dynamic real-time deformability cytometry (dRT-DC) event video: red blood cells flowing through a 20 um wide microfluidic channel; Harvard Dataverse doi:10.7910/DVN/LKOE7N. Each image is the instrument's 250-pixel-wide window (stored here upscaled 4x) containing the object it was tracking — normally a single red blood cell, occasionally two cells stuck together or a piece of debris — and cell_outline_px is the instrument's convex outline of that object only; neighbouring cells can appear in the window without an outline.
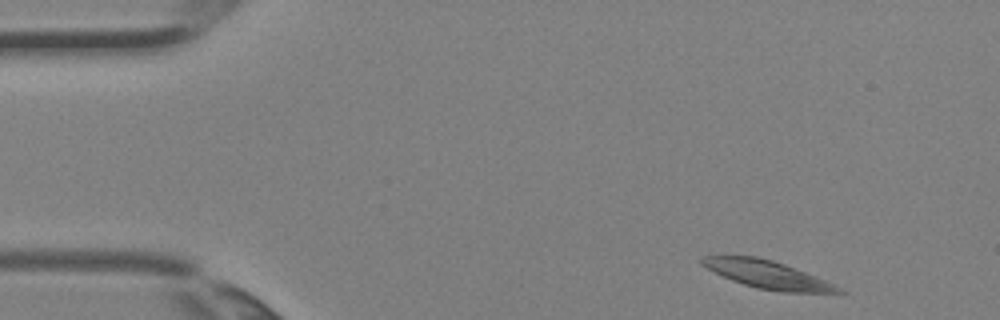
{"species": "Egyptian fruit bat (a non-hibernating species)", "species_latin": "Rousettus aegyptiacus", "temperature_condition": "room temperature", "stored_images_in_passage": 3, "camera_frame_rate_fps": 3000, "um_per_image_px": 0.085, "animal": {"sex": "female"}, "frame": {"image": 1, "passage_image": 1, "time_ms": 0.0, "image_size_px": [1000, 320], "cell_outline_px": [[848, 292], [788, 292], [756, 288], [732, 280], [700, 264], [700, 256], [756, 256], [772, 260], [784, 264], [816, 276]], "centroid_in_image_um": [65.19, 23.32], "position_along_channel_um": 19.8, "area_um2": 21.56}}
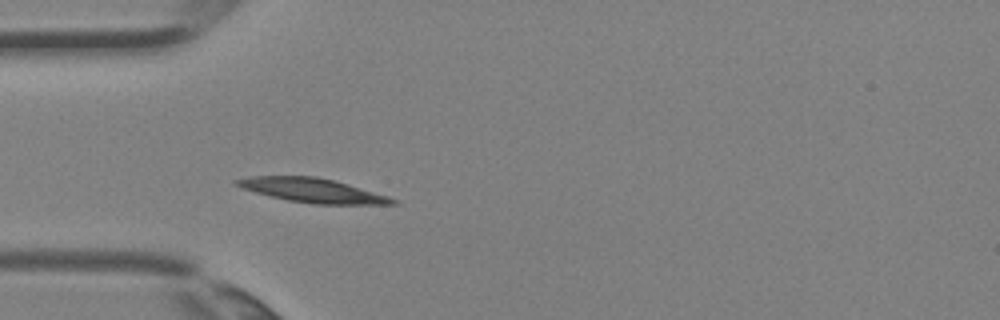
{"frame": {"image": 2, "passage_image": 3, "time_ms": 0.667, "image_size_px": [1000, 320], "cell_outline_px": [[400, 204], [316, 204], [288, 200], [256, 192], [232, 184], [232, 180], [252, 176], [316, 176], [348, 184], [388, 196], [396, 200]], "centroid_in_image_um": [26.54, 16.17], "position_along_channel_um": 58.5, "area_um2": 21.68}}